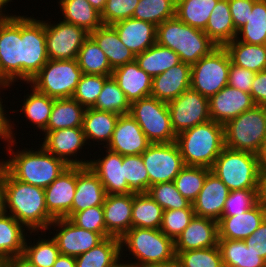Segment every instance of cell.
<instances>
[{"label":"cell","instance_id":"1","mask_svg":"<svg viewBox=\"0 0 266 267\" xmlns=\"http://www.w3.org/2000/svg\"><path fill=\"white\" fill-rule=\"evenodd\" d=\"M5 208L6 213L8 208V214L31 231L30 234L38 230L45 232L55 220L47 210L44 188L14 179L6 169Z\"/></svg>","mask_w":266,"mask_h":267},{"label":"cell","instance_id":"2","mask_svg":"<svg viewBox=\"0 0 266 267\" xmlns=\"http://www.w3.org/2000/svg\"><path fill=\"white\" fill-rule=\"evenodd\" d=\"M15 142L6 148L9 150L7 152L13 154L11 159L0 161L14 179L45 189L69 167L63 159L50 154L42 145L36 151L26 148L14 152L10 147H14Z\"/></svg>","mask_w":266,"mask_h":267},{"label":"cell","instance_id":"3","mask_svg":"<svg viewBox=\"0 0 266 267\" xmlns=\"http://www.w3.org/2000/svg\"><path fill=\"white\" fill-rule=\"evenodd\" d=\"M186 166L211 168L225 147L224 125L213 120L198 124L176 137Z\"/></svg>","mask_w":266,"mask_h":267},{"label":"cell","instance_id":"4","mask_svg":"<svg viewBox=\"0 0 266 267\" xmlns=\"http://www.w3.org/2000/svg\"><path fill=\"white\" fill-rule=\"evenodd\" d=\"M156 43L172 49L189 65L218 47L203 30L183 23L176 16L157 26Z\"/></svg>","mask_w":266,"mask_h":267},{"label":"cell","instance_id":"5","mask_svg":"<svg viewBox=\"0 0 266 267\" xmlns=\"http://www.w3.org/2000/svg\"><path fill=\"white\" fill-rule=\"evenodd\" d=\"M121 249L127 247L129 255L137 260L132 267L168 265L176 262L174 240L160 229L131 227L121 238ZM124 244V245H123Z\"/></svg>","mask_w":266,"mask_h":267},{"label":"cell","instance_id":"6","mask_svg":"<svg viewBox=\"0 0 266 267\" xmlns=\"http://www.w3.org/2000/svg\"><path fill=\"white\" fill-rule=\"evenodd\" d=\"M210 170L230 191L261 187L260 162L255 153L224 147Z\"/></svg>","mask_w":266,"mask_h":267},{"label":"cell","instance_id":"7","mask_svg":"<svg viewBox=\"0 0 266 267\" xmlns=\"http://www.w3.org/2000/svg\"><path fill=\"white\" fill-rule=\"evenodd\" d=\"M266 140V107L252 109L224 124V145L227 148L259 154Z\"/></svg>","mask_w":266,"mask_h":267},{"label":"cell","instance_id":"8","mask_svg":"<svg viewBox=\"0 0 266 267\" xmlns=\"http://www.w3.org/2000/svg\"><path fill=\"white\" fill-rule=\"evenodd\" d=\"M82 75L76 59H49L29 83L48 97L70 98L73 97Z\"/></svg>","mask_w":266,"mask_h":267},{"label":"cell","instance_id":"9","mask_svg":"<svg viewBox=\"0 0 266 267\" xmlns=\"http://www.w3.org/2000/svg\"><path fill=\"white\" fill-rule=\"evenodd\" d=\"M139 124L150 143L176 142L167 102L146 97L131 103L129 113Z\"/></svg>","mask_w":266,"mask_h":267},{"label":"cell","instance_id":"10","mask_svg":"<svg viewBox=\"0 0 266 267\" xmlns=\"http://www.w3.org/2000/svg\"><path fill=\"white\" fill-rule=\"evenodd\" d=\"M230 64L228 51L224 47L215 48L191 65L190 88L209 99L228 85Z\"/></svg>","mask_w":266,"mask_h":267},{"label":"cell","instance_id":"11","mask_svg":"<svg viewBox=\"0 0 266 267\" xmlns=\"http://www.w3.org/2000/svg\"><path fill=\"white\" fill-rule=\"evenodd\" d=\"M22 82H29L47 63L45 21L21 16Z\"/></svg>","mask_w":266,"mask_h":267},{"label":"cell","instance_id":"12","mask_svg":"<svg viewBox=\"0 0 266 267\" xmlns=\"http://www.w3.org/2000/svg\"><path fill=\"white\" fill-rule=\"evenodd\" d=\"M0 71L3 84L13 85L17 80H22L20 15H11L0 23Z\"/></svg>","mask_w":266,"mask_h":267},{"label":"cell","instance_id":"13","mask_svg":"<svg viewBox=\"0 0 266 267\" xmlns=\"http://www.w3.org/2000/svg\"><path fill=\"white\" fill-rule=\"evenodd\" d=\"M151 185L173 182L185 166L176 142L151 143L141 154Z\"/></svg>","mask_w":266,"mask_h":267},{"label":"cell","instance_id":"14","mask_svg":"<svg viewBox=\"0 0 266 267\" xmlns=\"http://www.w3.org/2000/svg\"><path fill=\"white\" fill-rule=\"evenodd\" d=\"M172 128L176 135L210 118L209 99L192 88L184 91L179 97L167 103Z\"/></svg>","mask_w":266,"mask_h":267},{"label":"cell","instance_id":"15","mask_svg":"<svg viewBox=\"0 0 266 267\" xmlns=\"http://www.w3.org/2000/svg\"><path fill=\"white\" fill-rule=\"evenodd\" d=\"M46 51L50 60L76 59L89 33L82 27L64 21H45Z\"/></svg>","mask_w":266,"mask_h":267},{"label":"cell","instance_id":"16","mask_svg":"<svg viewBox=\"0 0 266 267\" xmlns=\"http://www.w3.org/2000/svg\"><path fill=\"white\" fill-rule=\"evenodd\" d=\"M58 226L53 238L56 240L60 254L77 257L96 247L105 238L96 232L79 228L68 218H56L49 227Z\"/></svg>","mask_w":266,"mask_h":267},{"label":"cell","instance_id":"17","mask_svg":"<svg viewBox=\"0 0 266 267\" xmlns=\"http://www.w3.org/2000/svg\"><path fill=\"white\" fill-rule=\"evenodd\" d=\"M43 132L45 133V137L43 138L42 146L50 154L63 159L69 166H88L90 160L73 159L74 156L76 157L77 154L80 153L78 151H81L80 149H82L85 144H88L82 127Z\"/></svg>","mask_w":266,"mask_h":267},{"label":"cell","instance_id":"18","mask_svg":"<svg viewBox=\"0 0 266 267\" xmlns=\"http://www.w3.org/2000/svg\"><path fill=\"white\" fill-rule=\"evenodd\" d=\"M48 212L56 218L72 216V202L76 191V165L69 166L45 189Z\"/></svg>","mask_w":266,"mask_h":267},{"label":"cell","instance_id":"19","mask_svg":"<svg viewBox=\"0 0 266 267\" xmlns=\"http://www.w3.org/2000/svg\"><path fill=\"white\" fill-rule=\"evenodd\" d=\"M151 143L130 114L119 115L108 145L104 148L123 156L140 155Z\"/></svg>","mask_w":266,"mask_h":267},{"label":"cell","instance_id":"20","mask_svg":"<svg viewBox=\"0 0 266 267\" xmlns=\"http://www.w3.org/2000/svg\"><path fill=\"white\" fill-rule=\"evenodd\" d=\"M255 106L251 94L226 85L209 98L211 120L225 124Z\"/></svg>","mask_w":266,"mask_h":267},{"label":"cell","instance_id":"21","mask_svg":"<svg viewBox=\"0 0 266 267\" xmlns=\"http://www.w3.org/2000/svg\"><path fill=\"white\" fill-rule=\"evenodd\" d=\"M265 219L266 204L260 200L244 213L222 216L218 220V239L245 240Z\"/></svg>","mask_w":266,"mask_h":267},{"label":"cell","instance_id":"22","mask_svg":"<svg viewBox=\"0 0 266 267\" xmlns=\"http://www.w3.org/2000/svg\"><path fill=\"white\" fill-rule=\"evenodd\" d=\"M229 193V188L210 171L197 198L192 202L195 215L218 221Z\"/></svg>","mask_w":266,"mask_h":267},{"label":"cell","instance_id":"23","mask_svg":"<svg viewBox=\"0 0 266 267\" xmlns=\"http://www.w3.org/2000/svg\"><path fill=\"white\" fill-rule=\"evenodd\" d=\"M88 166L98 176L107 194L130 193V187L124 177L123 155L107 148L102 159H90Z\"/></svg>","mask_w":266,"mask_h":267},{"label":"cell","instance_id":"24","mask_svg":"<svg viewBox=\"0 0 266 267\" xmlns=\"http://www.w3.org/2000/svg\"><path fill=\"white\" fill-rule=\"evenodd\" d=\"M133 193L107 194L103 203L106 238H121L132 227Z\"/></svg>","mask_w":266,"mask_h":267},{"label":"cell","instance_id":"25","mask_svg":"<svg viewBox=\"0 0 266 267\" xmlns=\"http://www.w3.org/2000/svg\"><path fill=\"white\" fill-rule=\"evenodd\" d=\"M175 251L210 248L218 245V221L194 216L190 224L175 239Z\"/></svg>","mask_w":266,"mask_h":267},{"label":"cell","instance_id":"26","mask_svg":"<svg viewBox=\"0 0 266 267\" xmlns=\"http://www.w3.org/2000/svg\"><path fill=\"white\" fill-rule=\"evenodd\" d=\"M106 195L100 179L89 166H76V191L72 202V215L89 207L103 205Z\"/></svg>","mask_w":266,"mask_h":267},{"label":"cell","instance_id":"27","mask_svg":"<svg viewBox=\"0 0 266 267\" xmlns=\"http://www.w3.org/2000/svg\"><path fill=\"white\" fill-rule=\"evenodd\" d=\"M191 65L180 62L152 78L151 97L169 102L190 88Z\"/></svg>","mask_w":266,"mask_h":267},{"label":"cell","instance_id":"28","mask_svg":"<svg viewBox=\"0 0 266 267\" xmlns=\"http://www.w3.org/2000/svg\"><path fill=\"white\" fill-rule=\"evenodd\" d=\"M122 43L134 55L141 54L156 43L157 26L150 22L128 18L111 25Z\"/></svg>","mask_w":266,"mask_h":267},{"label":"cell","instance_id":"29","mask_svg":"<svg viewBox=\"0 0 266 267\" xmlns=\"http://www.w3.org/2000/svg\"><path fill=\"white\" fill-rule=\"evenodd\" d=\"M112 77L130 104L151 96L152 78L139 67L136 61L113 69Z\"/></svg>","mask_w":266,"mask_h":267},{"label":"cell","instance_id":"30","mask_svg":"<svg viewBox=\"0 0 266 267\" xmlns=\"http://www.w3.org/2000/svg\"><path fill=\"white\" fill-rule=\"evenodd\" d=\"M101 50L106 54L112 69L135 61L136 56L120 40L111 25H102L89 33Z\"/></svg>","mask_w":266,"mask_h":267},{"label":"cell","instance_id":"31","mask_svg":"<svg viewBox=\"0 0 266 267\" xmlns=\"http://www.w3.org/2000/svg\"><path fill=\"white\" fill-rule=\"evenodd\" d=\"M204 32L218 47H224L236 38L237 31L233 24L228 0L217 2Z\"/></svg>","mask_w":266,"mask_h":267},{"label":"cell","instance_id":"32","mask_svg":"<svg viewBox=\"0 0 266 267\" xmlns=\"http://www.w3.org/2000/svg\"><path fill=\"white\" fill-rule=\"evenodd\" d=\"M118 118V114L86 108L82 122V130L86 141H90V139L98 143L103 141L106 143L103 147L107 146L111 140Z\"/></svg>","mask_w":266,"mask_h":267},{"label":"cell","instance_id":"33","mask_svg":"<svg viewBox=\"0 0 266 267\" xmlns=\"http://www.w3.org/2000/svg\"><path fill=\"white\" fill-rule=\"evenodd\" d=\"M63 21L84 28L88 33L103 25L101 13L87 0H60Z\"/></svg>","mask_w":266,"mask_h":267},{"label":"cell","instance_id":"34","mask_svg":"<svg viewBox=\"0 0 266 267\" xmlns=\"http://www.w3.org/2000/svg\"><path fill=\"white\" fill-rule=\"evenodd\" d=\"M24 227L10 214L0 216V260L23 254L26 241Z\"/></svg>","mask_w":266,"mask_h":267},{"label":"cell","instance_id":"35","mask_svg":"<svg viewBox=\"0 0 266 267\" xmlns=\"http://www.w3.org/2000/svg\"><path fill=\"white\" fill-rule=\"evenodd\" d=\"M122 253L120 239L108 237L96 247L75 257L76 267H112L122 260Z\"/></svg>","mask_w":266,"mask_h":267},{"label":"cell","instance_id":"36","mask_svg":"<svg viewBox=\"0 0 266 267\" xmlns=\"http://www.w3.org/2000/svg\"><path fill=\"white\" fill-rule=\"evenodd\" d=\"M224 48L234 65L255 73L266 69V45L248 44L235 38Z\"/></svg>","mask_w":266,"mask_h":267},{"label":"cell","instance_id":"37","mask_svg":"<svg viewBox=\"0 0 266 267\" xmlns=\"http://www.w3.org/2000/svg\"><path fill=\"white\" fill-rule=\"evenodd\" d=\"M218 247L224 267H266V261L244 240L218 239Z\"/></svg>","mask_w":266,"mask_h":267},{"label":"cell","instance_id":"38","mask_svg":"<svg viewBox=\"0 0 266 267\" xmlns=\"http://www.w3.org/2000/svg\"><path fill=\"white\" fill-rule=\"evenodd\" d=\"M84 112L85 108L72 97L55 99L44 131L82 127Z\"/></svg>","mask_w":266,"mask_h":267},{"label":"cell","instance_id":"39","mask_svg":"<svg viewBox=\"0 0 266 267\" xmlns=\"http://www.w3.org/2000/svg\"><path fill=\"white\" fill-rule=\"evenodd\" d=\"M135 61L151 78L162 74L181 62L176 52L157 43L136 55Z\"/></svg>","mask_w":266,"mask_h":267},{"label":"cell","instance_id":"40","mask_svg":"<svg viewBox=\"0 0 266 267\" xmlns=\"http://www.w3.org/2000/svg\"><path fill=\"white\" fill-rule=\"evenodd\" d=\"M163 208L148 193H133L132 227L160 229Z\"/></svg>","mask_w":266,"mask_h":267},{"label":"cell","instance_id":"41","mask_svg":"<svg viewBox=\"0 0 266 267\" xmlns=\"http://www.w3.org/2000/svg\"><path fill=\"white\" fill-rule=\"evenodd\" d=\"M218 1L176 0L175 16L183 23L204 31Z\"/></svg>","mask_w":266,"mask_h":267},{"label":"cell","instance_id":"42","mask_svg":"<svg viewBox=\"0 0 266 267\" xmlns=\"http://www.w3.org/2000/svg\"><path fill=\"white\" fill-rule=\"evenodd\" d=\"M76 60L83 74L112 76L113 69L106 54L90 35L83 42Z\"/></svg>","mask_w":266,"mask_h":267},{"label":"cell","instance_id":"43","mask_svg":"<svg viewBox=\"0 0 266 267\" xmlns=\"http://www.w3.org/2000/svg\"><path fill=\"white\" fill-rule=\"evenodd\" d=\"M236 39L248 44L266 45V0L254 1L246 23L237 31Z\"/></svg>","mask_w":266,"mask_h":267},{"label":"cell","instance_id":"44","mask_svg":"<svg viewBox=\"0 0 266 267\" xmlns=\"http://www.w3.org/2000/svg\"><path fill=\"white\" fill-rule=\"evenodd\" d=\"M31 88L32 93L24 96L27 98L24 99L20 112L24 113L26 118L34 124L33 126L36 125L44 131L47 128L55 98L48 97L33 86Z\"/></svg>","mask_w":266,"mask_h":267},{"label":"cell","instance_id":"45","mask_svg":"<svg viewBox=\"0 0 266 267\" xmlns=\"http://www.w3.org/2000/svg\"><path fill=\"white\" fill-rule=\"evenodd\" d=\"M130 106L131 104L126 99L124 92L111 76L105 81L96 104L92 108L122 115L130 113Z\"/></svg>","mask_w":266,"mask_h":267},{"label":"cell","instance_id":"46","mask_svg":"<svg viewBox=\"0 0 266 267\" xmlns=\"http://www.w3.org/2000/svg\"><path fill=\"white\" fill-rule=\"evenodd\" d=\"M176 0H139L132 18L155 26L175 17Z\"/></svg>","mask_w":266,"mask_h":267},{"label":"cell","instance_id":"47","mask_svg":"<svg viewBox=\"0 0 266 267\" xmlns=\"http://www.w3.org/2000/svg\"><path fill=\"white\" fill-rule=\"evenodd\" d=\"M210 171V168L207 167L185 165L173 182L182 196L193 202L202 189Z\"/></svg>","mask_w":266,"mask_h":267},{"label":"cell","instance_id":"48","mask_svg":"<svg viewBox=\"0 0 266 267\" xmlns=\"http://www.w3.org/2000/svg\"><path fill=\"white\" fill-rule=\"evenodd\" d=\"M175 252L178 267H224L218 245L204 249Z\"/></svg>","mask_w":266,"mask_h":267},{"label":"cell","instance_id":"49","mask_svg":"<svg viewBox=\"0 0 266 267\" xmlns=\"http://www.w3.org/2000/svg\"><path fill=\"white\" fill-rule=\"evenodd\" d=\"M147 193L163 210L193 208L192 202L182 196L174 182L151 185Z\"/></svg>","mask_w":266,"mask_h":267},{"label":"cell","instance_id":"50","mask_svg":"<svg viewBox=\"0 0 266 267\" xmlns=\"http://www.w3.org/2000/svg\"><path fill=\"white\" fill-rule=\"evenodd\" d=\"M32 244L29 245L26 239L23 255L36 267H52L60 255L56 240L53 237L51 239L42 238Z\"/></svg>","mask_w":266,"mask_h":267},{"label":"cell","instance_id":"51","mask_svg":"<svg viewBox=\"0 0 266 267\" xmlns=\"http://www.w3.org/2000/svg\"><path fill=\"white\" fill-rule=\"evenodd\" d=\"M124 177L130 187V193H147L149 176L141 154L124 156Z\"/></svg>","mask_w":266,"mask_h":267},{"label":"cell","instance_id":"52","mask_svg":"<svg viewBox=\"0 0 266 267\" xmlns=\"http://www.w3.org/2000/svg\"><path fill=\"white\" fill-rule=\"evenodd\" d=\"M109 77L111 76L83 74L72 98L85 109L92 108Z\"/></svg>","mask_w":266,"mask_h":267},{"label":"cell","instance_id":"53","mask_svg":"<svg viewBox=\"0 0 266 267\" xmlns=\"http://www.w3.org/2000/svg\"><path fill=\"white\" fill-rule=\"evenodd\" d=\"M260 201V189L230 191L222 216H236L254 207Z\"/></svg>","mask_w":266,"mask_h":267},{"label":"cell","instance_id":"54","mask_svg":"<svg viewBox=\"0 0 266 267\" xmlns=\"http://www.w3.org/2000/svg\"><path fill=\"white\" fill-rule=\"evenodd\" d=\"M194 216L193 208L164 210L160 230L175 241Z\"/></svg>","mask_w":266,"mask_h":267},{"label":"cell","instance_id":"55","mask_svg":"<svg viewBox=\"0 0 266 267\" xmlns=\"http://www.w3.org/2000/svg\"><path fill=\"white\" fill-rule=\"evenodd\" d=\"M69 220L79 228L100 233L106 238L103 205L89 207L83 211L76 212Z\"/></svg>","mask_w":266,"mask_h":267},{"label":"cell","instance_id":"56","mask_svg":"<svg viewBox=\"0 0 266 267\" xmlns=\"http://www.w3.org/2000/svg\"><path fill=\"white\" fill-rule=\"evenodd\" d=\"M139 0H107L101 13L103 25H112L118 21L131 18Z\"/></svg>","mask_w":266,"mask_h":267},{"label":"cell","instance_id":"57","mask_svg":"<svg viewBox=\"0 0 266 267\" xmlns=\"http://www.w3.org/2000/svg\"><path fill=\"white\" fill-rule=\"evenodd\" d=\"M255 72L244 69L232 62L229 68L228 85L250 94Z\"/></svg>","mask_w":266,"mask_h":267},{"label":"cell","instance_id":"58","mask_svg":"<svg viewBox=\"0 0 266 267\" xmlns=\"http://www.w3.org/2000/svg\"><path fill=\"white\" fill-rule=\"evenodd\" d=\"M255 0H228L235 30L238 31L252 11Z\"/></svg>","mask_w":266,"mask_h":267},{"label":"cell","instance_id":"59","mask_svg":"<svg viewBox=\"0 0 266 267\" xmlns=\"http://www.w3.org/2000/svg\"><path fill=\"white\" fill-rule=\"evenodd\" d=\"M247 248L259 254L266 261V219L260 226L245 240Z\"/></svg>","mask_w":266,"mask_h":267},{"label":"cell","instance_id":"60","mask_svg":"<svg viewBox=\"0 0 266 267\" xmlns=\"http://www.w3.org/2000/svg\"><path fill=\"white\" fill-rule=\"evenodd\" d=\"M250 94L255 105L266 107V69L255 74Z\"/></svg>","mask_w":266,"mask_h":267},{"label":"cell","instance_id":"61","mask_svg":"<svg viewBox=\"0 0 266 267\" xmlns=\"http://www.w3.org/2000/svg\"><path fill=\"white\" fill-rule=\"evenodd\" d=\"M3 88L5 89V87H10V85H7V84H3V83H0V88ZM1 92V91H0ZM2 101V98L0 97V139L2 138L3 140L2 141H6L7 144L9 145L11 142L14 141V137L13 135V131L12 129L14 128L13 125L14 124H11V121L9 118H7L6 116L8 114H6L5 112V109L2 105L3 101Z\"/></svg>","mask_w":266,"mask_h":267},{"label":"cell","instance_id":"62","mask_svg":"<svg viewBox=\"0 0 266 267\" xmlns=\"http://www.w3.org/2000/svg\"><path fill=\"white\" fill-rule=\"evenodd\" d=\"M4 267H36V266L22 254L4 260Z\"/></svg>","mask_w":266,"mask_h":267},{"label":"cell","instance_id":"63","mask_svg":"<svg viewBox=\"0 0 266 267\" xmlns=\"http://www.w3.org/2000/svg\"><path fill=\"white\" fill-rule=\"evenodd\" d=\"M5 213V167L0 162V216Z\"/></svg>","mask_w":266,"mask_h":267},{"label":"cell","instance_id":"64","mask_svg":"<svg viewBox=\"0 0 266 267\" xmlns=\"http://www.w3.org/2000/svg\"><path fill=\"white\" fill-rule=\"evenodd\" d=\"M52 267H76L75 257L60 254Z\"/></svg>","mask_w":266,"mask_h":267},{"label":"cell","instance_id":"65","mask_svg":"<svg viewBox=\"0 0 266 267\" xmlns=\"http://www.w3.org/2000/svg\"><path fill=\"white\" fill-rule=\"evenodd\" d=\"M260 200L266 204V171H261Z\"/></svg>","mask_w":266,"mask_h":267},{"label":"cell","instance_id":"66","mask_svg":"<svg viewBox=\"0 0 266 267\" xmlns=\"http://www.w3.org/2000/svg\"><path fill=\"white\" fill-rule=\"evenodd\" d=\"M258 157H259L261 171H266V140L263 144L260 153L258 154Z\"/></svg>","mask_w":266,"mask_h":267},{"label":"cell","instance_id":"67","mask_svg":"<svg viewBox=\"0 0 266 267\" xmlns=\"http://www.w3.org/2000/svg\"><path fill=\"white\" fill-rule=\"evenodd\" d=\"M97 11L102 13L107 0H87Z\"/></svg>","mask_w":266,"mask_h":267},{"label":"cell","instance_id":"68","mask_svg":"<svg viewBox=\"0 0 266 267\" xmlns=\"http://www.w3.org/2000/svg\"><path fill=\"white\" fill-rule=\"evenodd\" d=\"M8 2H12V0H0V23H3L11 16L8 13L6 15L2 12V9L5 7L6 4H8Z\"/></svg>","mask_w":266,"mask_h":267},{"label":"cell","instance_id":"69","mask_svg":"<svg viewBox=\"0 0 266 267\" xmlns=\"http://www.w3.org/2000/svg\"><path fill=\"white\" fill-rule=\"evenodd\" d=\"M137 267H178V265L176 262H174L168 265H151V266H137Z\"/></svg>","mask_w":266,"mask_h":267},{"label":"cell","instance_id":"70","mask_svg":"<svg viewBox=\"0 0 266 267\" xmlns=\"http://www.w3.org/2000/svg\"><path fill=\"white\" fill-rule=\"evenodd\" d=\"M127 262H125V264L124 263H121L120 261L119 262H117L114 266H112V267H132L129 263H127Z\"/></svg>","mask_w":266,"mask_h":267},{"label":"cell","instance_id":"71","mask_svg":"<svg viewBox=\"0 0 266 267\" xmlns=\"http://www.w3.org/2000/svg\"><path fill=\"white\" fill-rule=\"evenodd\" d=\"M0 267H4V261L0 260Z\"/></svg>","mask_w":266,"mask_h":267}]
</instances>
